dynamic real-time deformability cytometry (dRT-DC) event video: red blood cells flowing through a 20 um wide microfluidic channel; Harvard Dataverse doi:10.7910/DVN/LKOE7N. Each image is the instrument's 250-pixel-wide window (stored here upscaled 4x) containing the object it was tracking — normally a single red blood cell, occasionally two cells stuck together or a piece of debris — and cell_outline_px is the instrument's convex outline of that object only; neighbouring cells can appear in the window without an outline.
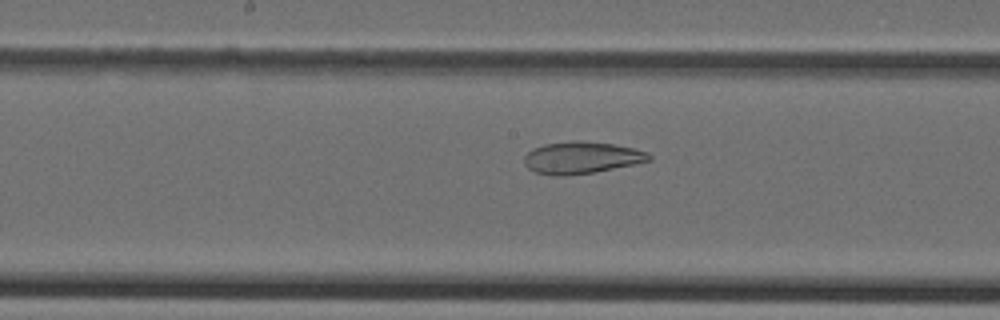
{"species": "Egyptian fruit bat (a non-hibernating species)", "species_latin": "Rousettus aegyptiacus", "temperature_condition": "cold", "stored_images_in_passage": 46, "camera_frame_rate_fps": 3000, "um_per_image_px": 0.085, "animal": {"sex": "female"}, "frame": {"image": 1, "passage_image": 24, "time_ms": 7.667, "image_size_px": [1000, 320], "cell_outline_px": [[652, 160], [636, 164], [592, 172], [564, 176], [552, 176], [536, 172], [528, 168], [524, 164], [524, 156], [532, 148], [544, 144], [576, 140], [612, 144], [632, 148], [648, 152], [652, 156]], "centroid_in_image_um": [49.41, 13.4], "position_along_channel_um": 198.8, "area_um2": 23.24}}
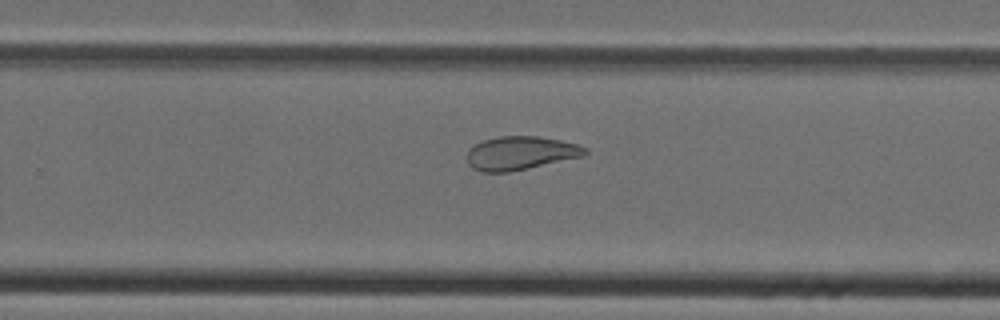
{"frame": {"image": 2, "passage_image": 30, "time_ms": 9.667, "image_size_px": [1000, 320], "cell_outline_px": [[588, 152], [584, 156], [528, 168], [508, 172], [480, 172], [472, 168], [468, 164], [468, 148], [484, 140], [500, 136], [540, 136], [560, 140], [576, 144], [588, 148]], "centroid_in_image_um": [44.24, 13.01], "position_along_channel_um": 285.6, "area_um2": 23.06}}
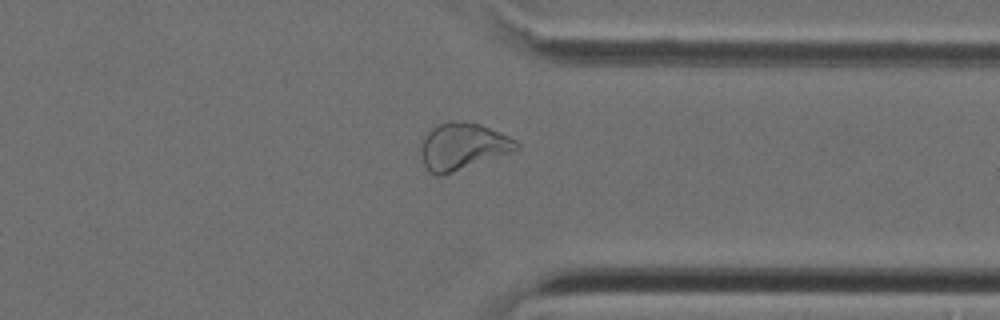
{"frame": {"image": 3, "passage_image": 36, "time_ms": 11.667, "image_size_px": [1000, 320], "cell_outline_px": [[520, 148], [512, 152], [444, 176], [436, 176], [428, 172], [424, 164], [420, 152], [420, 148], [424, 136], [432, 128], [440, 124], [452, 120], [464, 120], [480, 124], [500, 132], [516, 140], [520, 144]], "centroid_in_image_um": [39.32, 12.46], "position_along_channel_um": 372.1, "area_um2": 26.47}}